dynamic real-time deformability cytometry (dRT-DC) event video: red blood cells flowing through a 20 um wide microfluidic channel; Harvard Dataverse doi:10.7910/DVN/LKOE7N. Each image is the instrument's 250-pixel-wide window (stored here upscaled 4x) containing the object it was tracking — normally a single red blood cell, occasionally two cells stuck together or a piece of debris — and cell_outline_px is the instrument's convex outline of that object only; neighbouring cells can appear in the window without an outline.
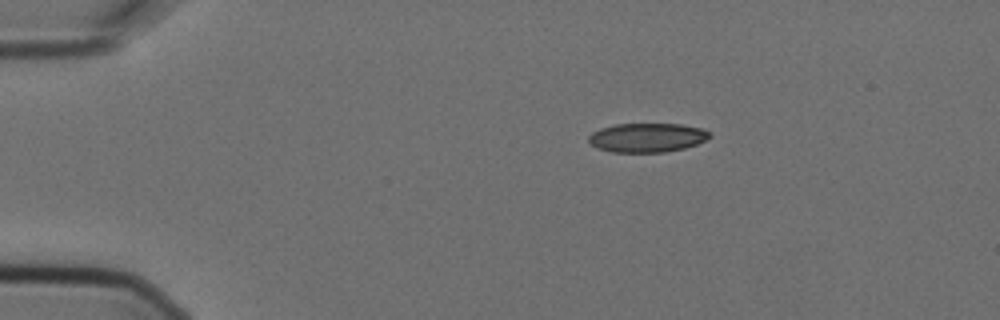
{"species": "Egyptian fruit bat (a non-hibernating species)", "species_latin": "Rousettus aegyptiacus", "temperature_condition": "cold", "stored_images_in_passage": 3, "camera_frame_rate_fps": 3000, "um_per_image_px": 0.085, "animal": {"sex": "female"}, "frame": {"image": 1, "passage_image": 1, "time_ms": 0.0, "image_size_px": [1000, 320], "cell_outline_px": [[712, 136], [696, 144], [684, 148], [664, 152], [612, 152], [596, 148], [588, 140], [588, 136], [592, 132], [600, 128], [616, 124], [680, 124], [700, 128], [708, 132]], "centroid_in_image_um": [54.96, 11.7], "position_along_channel_um": 30.0, "area_um2": 20.4}}